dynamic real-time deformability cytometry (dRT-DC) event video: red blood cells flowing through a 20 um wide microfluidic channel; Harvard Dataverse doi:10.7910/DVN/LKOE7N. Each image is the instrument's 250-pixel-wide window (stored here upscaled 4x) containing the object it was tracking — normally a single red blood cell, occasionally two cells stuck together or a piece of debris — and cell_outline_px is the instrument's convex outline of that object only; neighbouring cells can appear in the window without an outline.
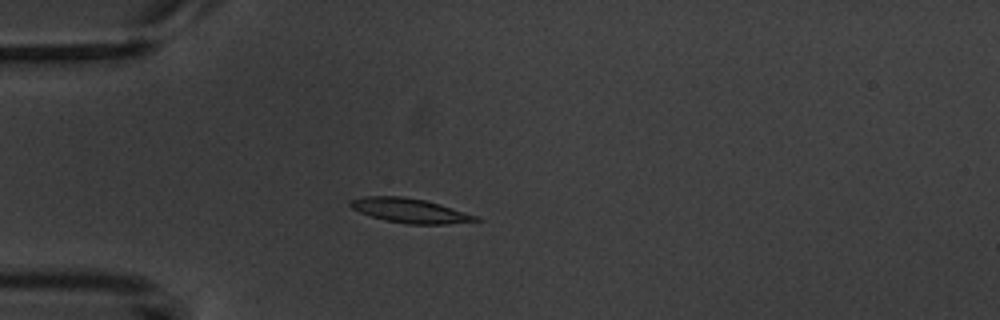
{"species": "common noctule bat (a hibernating species)", "species_latin": "Nyctalus noctula", "temperature_condition": "warm", "stored_images_in_passage": 5, "camera_frame_rate_fps": 3000, "um_per_image_px": 0.085, "animal": {"sex": "male", "body_mass_g": 20.1, "forearm_length_mm": 53.5}, "frame": {"image": 1, "passage_image": 4, "time_ms": 3.667, "image_size_px": [1000, 320], "cell_outline_px": [[484, 220], [448, 224], [408, 224], [384, 220], [360, 212], [352, 208], [348, 204], [348, 200], [368, 196], [404, 196], [424, 200], [440, 204], [480, 216]], "centroid_in_image_um": [34.89, 17.9], "position_along_channel_um": 50.1, "area_um2": 17.98}}